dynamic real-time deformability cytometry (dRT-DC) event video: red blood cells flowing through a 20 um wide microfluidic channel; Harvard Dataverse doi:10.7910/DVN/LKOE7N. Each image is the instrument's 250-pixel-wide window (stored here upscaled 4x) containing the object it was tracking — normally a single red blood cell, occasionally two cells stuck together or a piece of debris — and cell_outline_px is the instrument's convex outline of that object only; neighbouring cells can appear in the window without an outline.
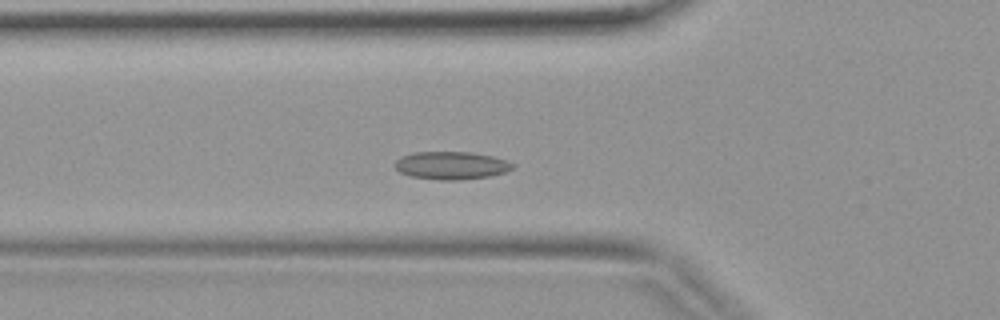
{"species": "common noctule bat (a hibernating species)", "species_latin": "Nyctalus noctula", "temperature_condition": "warm", "stored_images_in_passage": 33, "camera_frame_rate_fps": 3000, "um_per_image_px": 0.085, "animal": {"sex": "female", "body_mass_g": 19.9}, "frame": {"image": 1, "passage_image": 6, "time_ms": 1.667, "image_size_px": [1000, 320], "cell_outline_px": [[516, 164], [512, 168], [504, 172], [488, 176], [460, 180], [440, 180], [412, 176], [400, 172], [392, 164], [400, 156], [412, 152], [472, 152], [492, 156]], "centroid_in_image_um": [38.31, 14.05], "position_along_channel_um": 87.5, "area_um2": 19.07}}
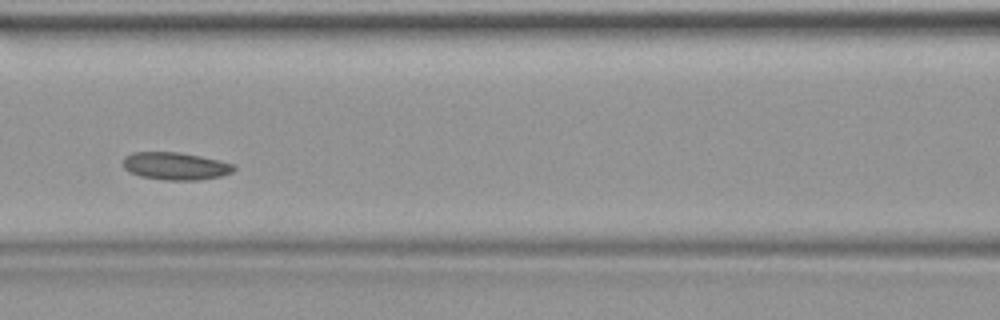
{"frame": {"image": 2, "passage_image": 10, "time_ms": 3.0, "image_size_px": [1000, 320], "cell_outline_px": [[236, 168], [232, 172], [220, 176], [200, 180], [164, 180], [140, 176], [128, 172], [124, 168], [124, 156], [132, 152], [180, 152], [200, 156], [236, 164]], "centroid_in_image_um": [14.91, 14.11], "position_along_channel_um": 151.7, "area_um2": 17.92}}
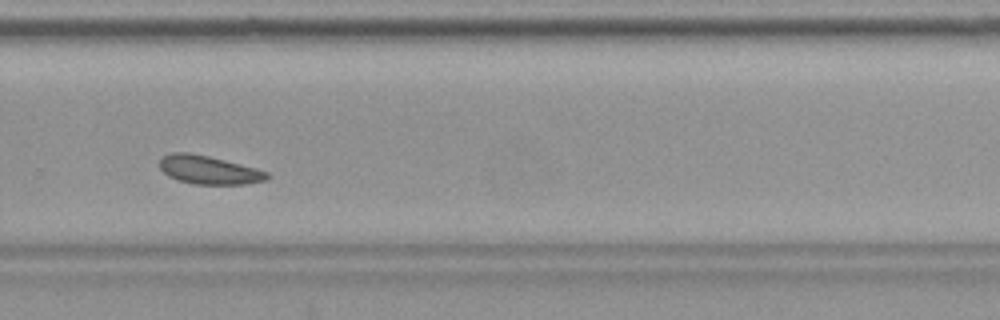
{"frame": {"image": 3, "passage_image": 20, "time_ms": 6.333, "image_size_px": [1000, 320], "cell_outline_px": [[268, 180], [244, 184], [192, 184], [168, 176], [160, 168], [160, 156], [168, 152], [188, 152], [208, 156], [256, 168], [268, 172]], "centroid_in_image_um": [17.72, 14.43], "position_along_channel_um": 312.1, "area_um2": 17.8}}